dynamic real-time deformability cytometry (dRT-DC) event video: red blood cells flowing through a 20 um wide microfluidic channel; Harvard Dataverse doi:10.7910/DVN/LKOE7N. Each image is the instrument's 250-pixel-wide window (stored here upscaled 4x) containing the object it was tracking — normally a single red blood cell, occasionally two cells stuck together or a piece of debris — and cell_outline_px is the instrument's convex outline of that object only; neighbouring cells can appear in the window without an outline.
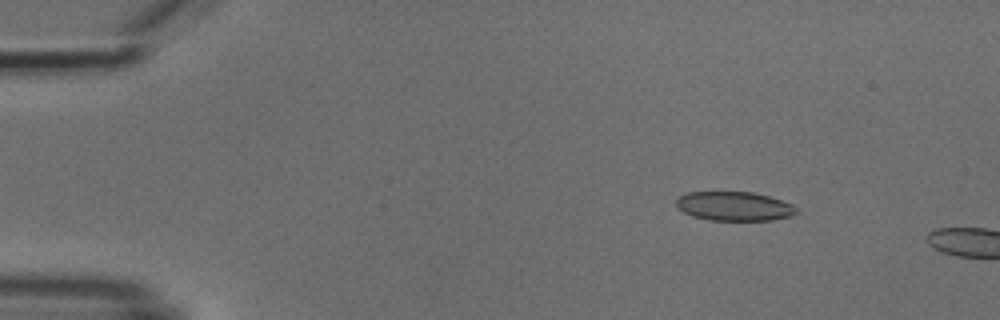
{"species": "common noctule bat (a hibernating species)", "species_latin": "Nyctalus noctula", "temperature_condition": "cold", "stored_images_in_passage": 3, "camera_frame_rate_fps": 3000, "um_per_image_px": 0.085, "animal": {"sex": "male", "body_mass_g": 18.8}, "frame": {"image": 1, "passage_image": 2, "time_ms": 2.0, "image_size_px": [1000, 320], "cell_outline_px": [[796, 212], [792, 216], [772, 220], [708, 220], [692, 216], [676, 208], [676, 200], [680, 196], [688, 192], [752, 192], [768, 196], [792, 204], [796, 208]], "centroid_in_image_um": [62.38, 17.53], "position_along_channel_um": 22.6, "area_um2": 20.35}}